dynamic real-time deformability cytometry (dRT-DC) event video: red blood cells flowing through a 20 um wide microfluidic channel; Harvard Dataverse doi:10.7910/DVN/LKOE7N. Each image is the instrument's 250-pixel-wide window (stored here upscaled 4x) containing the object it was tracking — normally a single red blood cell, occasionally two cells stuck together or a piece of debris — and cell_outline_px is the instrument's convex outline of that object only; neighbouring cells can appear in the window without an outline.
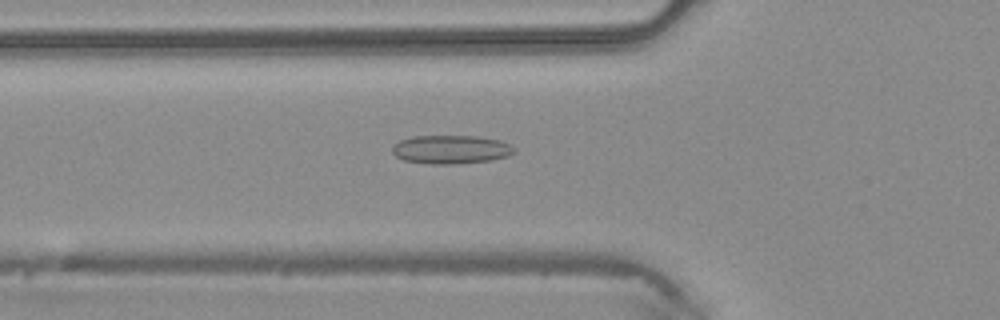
{"species": "common noctule bat (a hibernating species)", "species_latin": "Nyctalus noctula", "temperature_condition": "warm", "stored_images_in_passage": 48, "camera_frame_rate_fps": 3000, "um_per_image_px": 0.085, "animal": {"sex": "male", "body_mass_g": 20.4}, "frame": {"image": 1, "passage_image": 17, "time_ms": 5.333, "image_size_px": [1000, 320], "cell_outline_px": [[516, 152], [508, 156], [492, 160], [452, 164], [432, 164], [404, 160], [396, 156], [392, 152], [392, 144], [400, 140], [412, 136], [476, 136], [500, 140], [516, 148]], "centroid_in_image_um": [38.33, 12.7], "position_along_channel_um": 87.5, "area_um2": 20.4}}
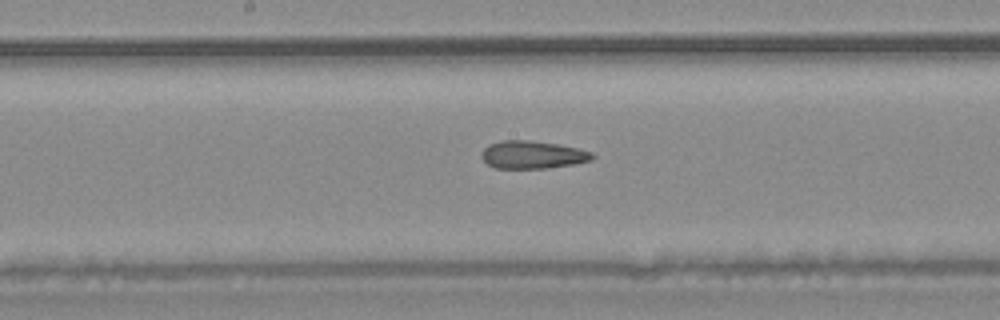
{"frame": {"image": 2, "passage_image": 25, "time_ms": 8.0, "image_size_px": [1000, 320], "cell_outline_px": [[596, 156], [592, 160], [572, 164], [548, 168], [496, 168], [488, 164], [480, 156], [480, 152], [488, 144], [500, 140], [528, 140], [556, 144], [576, 148], [592, 152]], "centroid_in_image_um": [45.23, 13.15], "position_along_channel_um": 203.0, "area_um2": 17.92}}
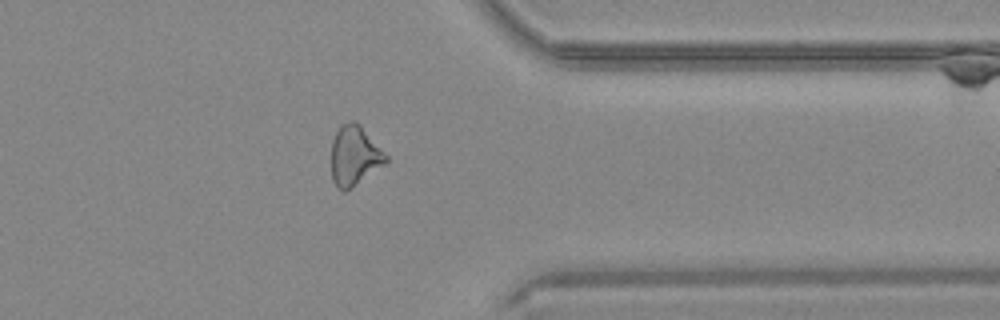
{"frame": {"image": 3, "passage_image": 38, "time_ms": 12.333, "image_size_px": [1000, 320], "cell_outline_px": [[388, 160], [384, 164], [344, 192], [336, 188], [332, 180], [332, 140], [340, 124], [352, 120], [356, 120], [360, 124], [388, 156]], "centroid_in_image_um": [30.11, 13.2], "position_along_channel_um": 381.3, "area_um2": 18.9}}